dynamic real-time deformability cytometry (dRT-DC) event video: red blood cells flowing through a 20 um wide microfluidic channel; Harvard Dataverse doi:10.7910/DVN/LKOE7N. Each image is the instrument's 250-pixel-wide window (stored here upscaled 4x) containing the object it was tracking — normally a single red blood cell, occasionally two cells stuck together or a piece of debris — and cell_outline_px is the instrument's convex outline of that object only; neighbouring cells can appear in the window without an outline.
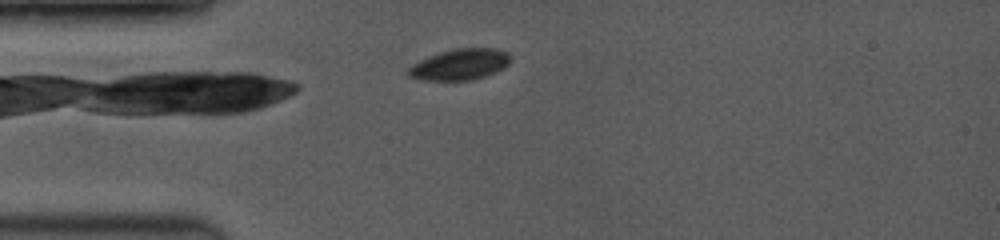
{"species": "common noctule bat (a hibernating species)", "species_latin": "Nyctalus noctula", "temperature_condition": "room temperature", "stored_images_in_passage": 36, "camera_frame_rate_fps": 3500, "um_per_image_px": 0.085, "animal": {"sex": "female", "body_mass_g": 19.0, "forearm_length_mm": 53.3}, "frame": {"image": 1, "passage_image": 1, "time_ms": 0.0, "image_size_px": [1000, 240], "cell_outline_px": [[508, 64], [504, 68], [496, 72], [472, 80], [420, 80], [408, 76], [408, 68], [420, 60], [440, 52], [456, 48], [492, 48], [504, 52], [508, 56]], "centroid_in_image_um": [39.05, 5.49], "position_along_channel_um": 45.9, "area_um2": 18.15}}
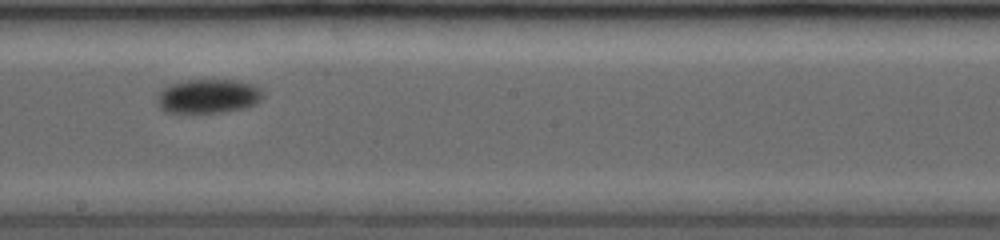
{"frame": {"image": 2, "passage_image": 19, "time_ms": 5.143, "image_size_px": [1000, 240], "cell_outline_px": [[264, 96], [256, 104], [244, 108], [224, 112], [164, 112], [156, 104], [156, 96], [168, 84], [188, 80], [240, 80], [256, 84], [264, 92]], "centroid_in_image_um": [17.72, 8.16], "position_along_channel_um": 230.5, "area_um2": 21.39}}
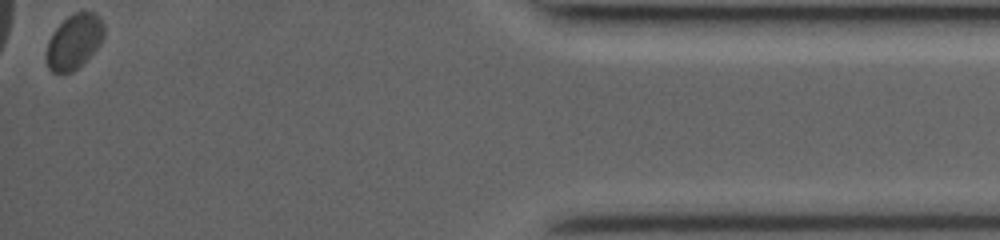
{"frame": {"image": 3, "passage_image": 36, "time_ms": 11.714, "image_size_px": [1000, 240], "cell_outline_px": [[104, 36], [100, 44], [72, 72], [60, 76], [52, 72], [48, 68], [48, 40], [52, 32], [68, 16], [76, 12], [92, 12], [100, 16], [104, 24]], "centroid_in_image_um": [6.3, 3.54], "position_along_channel_um": 428.9, "area_um2": 18.21}}